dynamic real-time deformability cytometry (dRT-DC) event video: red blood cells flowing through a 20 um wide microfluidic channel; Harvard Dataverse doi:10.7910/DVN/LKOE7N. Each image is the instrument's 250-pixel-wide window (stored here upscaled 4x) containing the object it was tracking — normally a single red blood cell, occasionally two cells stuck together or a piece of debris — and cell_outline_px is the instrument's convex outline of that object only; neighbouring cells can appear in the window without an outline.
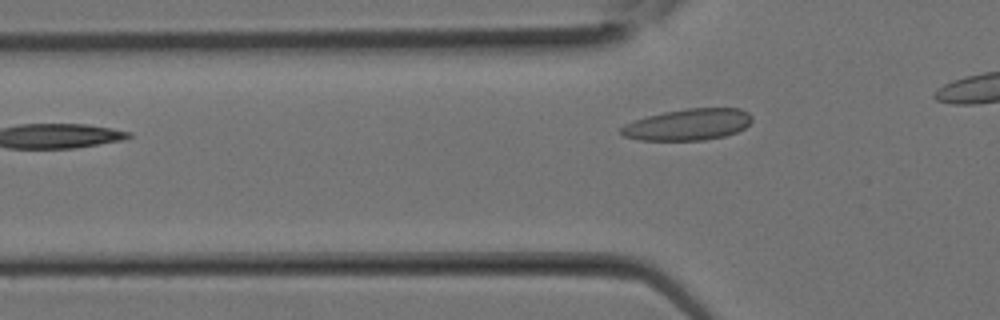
{"species": "Egyptian fruit bat (a non-hibernating species)", "species_latin": "Rousettus aegyptiacus", "temperature_condition": "room temperature", "stored_images_in_passage": 3, "camera_frame_rate_fps": 3000, "um_per_image_px": 0.085, "animal": {"sex": "female"}, "frame": {"image": 1, "passage_image": 3, "time_ms": 0.667, "image_size_px": [1000, 320], "cell_outline_px": [[752, 120], [744, 128], [736, 132], [724, 136], [704, 140], [640, 140], [620, 136], [620, 128], [624, 124], [648, 116], [664, 112], [688, 108], [740, 108], [748, 112], [752, 116]], "centroid_in_image_um": [58.47, 10.59], "position_along_channel_um": 67.3, "area_um2": 23.99}}